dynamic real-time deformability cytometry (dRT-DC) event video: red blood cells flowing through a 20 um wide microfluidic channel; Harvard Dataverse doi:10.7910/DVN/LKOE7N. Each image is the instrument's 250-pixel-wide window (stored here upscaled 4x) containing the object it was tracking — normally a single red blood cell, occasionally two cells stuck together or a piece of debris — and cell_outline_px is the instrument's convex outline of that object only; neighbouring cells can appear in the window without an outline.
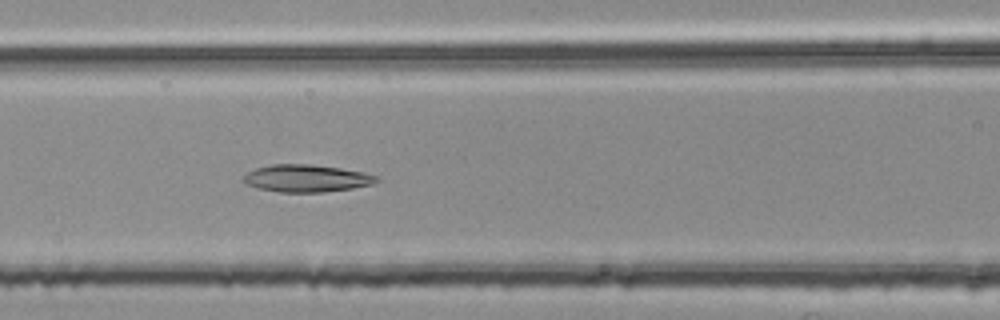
{"species": "common noctule bat (a hibernating species)", "species_latin": "Nyctalus noctula", "temperature_condition": "room temperature", "stored_images_in_passage": 39, "camera_frame_rate_fps": 3000, "um_per_image_px": 0.085, "animal": {"sex": "female", "body_mass_g": 25.1}, "frame": {"image": 1, "passage_image": 9, "time_ms": 2.667, "image_size_px": [1000, 320], "cell_outline_px": [[380, 180], [372, 184], [352, 188], [324, 192], [280, 192], [260, 188], [248, 184], [240, 180], [248, 172], [256, 168], [268, 164], [312, 164], [340, 168], [380, 176]], "centroid_in_image_um": [26.05, 15.15], "position_along_channel_um": 140.5, "area_um2": 21.15}}
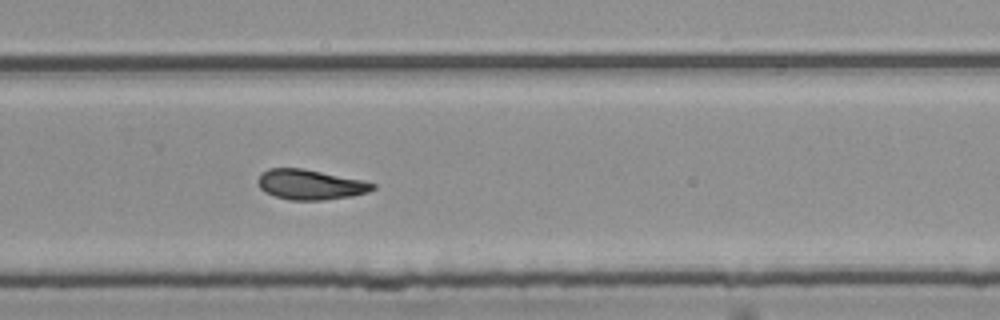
{"frame": {"image": 2, "passage_image": 22, "time_ms": 7.0, "image_size_px": [1000, 320], "cell_outline_px": [[376, 188], [368, 192], [352, 196], [324, 200], [292, 200], [276, 196], [264, 192], [256, 184], [256, 180], [260, 172], [268, 168], [304, 168], [364, 180], [376, 184]], "centroid_in_image_um": [26.35, 15.67], "position_along_channel_um": 303.4, "area_um2": 20.46}}
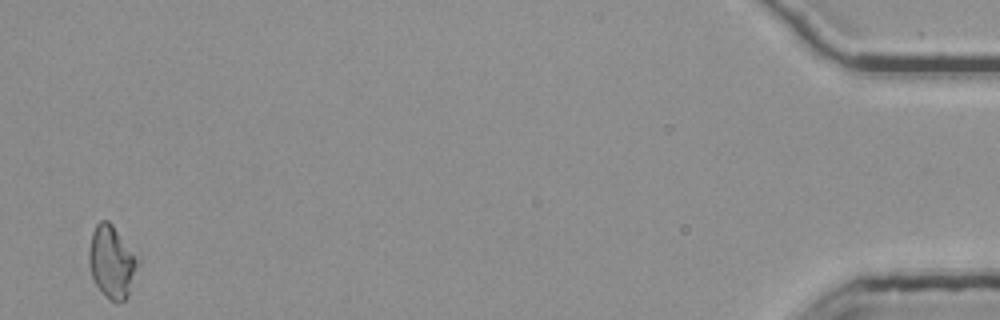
{"frame": {"image": 3, "passage_image": 39, "time_ms": 12.667, "image_size_px": [1000, 320], "cell_outline_px": [[140, 264], [128, 296], [120, 304], [116, 304], [108, 300], [104, 296], [96, 284], [92, 276], [88, 264], [88, 248], [92, 232], [96, 224], [100, 220], [108, 220], [112, 224], [140, 260]], "centroid_in_image_um": [9.5, 22.3], "position_along_channel_um": 425.7, "area_um2": 21.1}, "authors_computed_cell_mechanics": {"area_um2": 20.23, "velocity_mm_per_s": 3.7673, "shape_relaxation_time_tau1_ms": null, "shape_relaxation_time_tau2_ms": 3.6773, "deformation_change_tau1": null, "deformation_change_tau2": 0.1121}}